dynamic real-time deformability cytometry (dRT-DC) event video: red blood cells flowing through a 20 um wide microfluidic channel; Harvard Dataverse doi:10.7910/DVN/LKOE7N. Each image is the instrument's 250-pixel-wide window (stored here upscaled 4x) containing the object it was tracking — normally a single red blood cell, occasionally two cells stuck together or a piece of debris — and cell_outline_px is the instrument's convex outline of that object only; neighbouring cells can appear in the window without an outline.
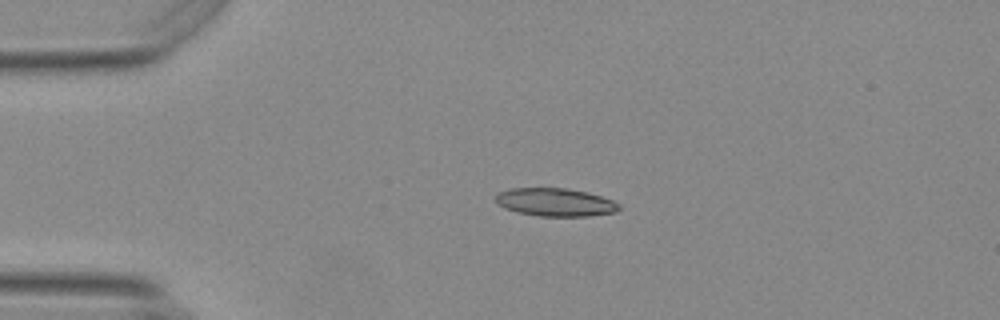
{"species": "Egyptian fruit bat (a non-hibernating species)", "species_latin": "Rousettus aegyptiacus", "temperature_condition": "warm", "stored_images_in_passage": 43, "camera_frame_rate_fps": 3000, "um_per_image_px": 0.085, "animal": {"sex": "female"}, "frame": {"image": 1, "passage_image": 1, "time_ms": 0.0, "image_size_px": [1000, 320], "cell_outline_px": [[620, 208], [616, 212], [588, 216], [540, 216], [516, 212], [504, 208], [496, 200], [496, 196], [500, 192], [512, 188], [568, 188], [588, 192], [612, 200], [620, 204]], "centroid_in_image_um": [47.23, 17.19], "position_along_channel_um": 37.8, "area_um2": 20.11}}
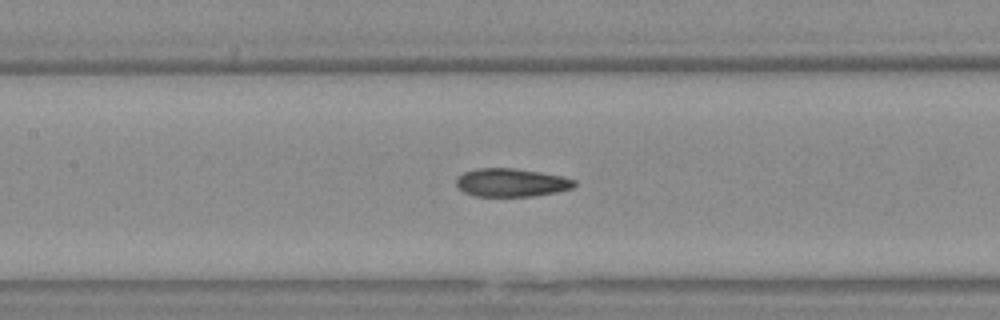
{"frame": {"image": 2, "passage_image": 14, "time_ms": 4.333, "image_size_px": [1000, 320], "cell_outline_px": [[576, 184], [572, 188], [556, 192], [532, 196], [472, 196], [464, 192], [456, 184], [456, 180], [464, 172], [480, 168], [516, 168], [540, 172], [560, 176], [576, 180]], "centroid_in_image_um": [43.47, 15.52], "position_along_channel_um": 163.9, "area_um2": 19.31}}
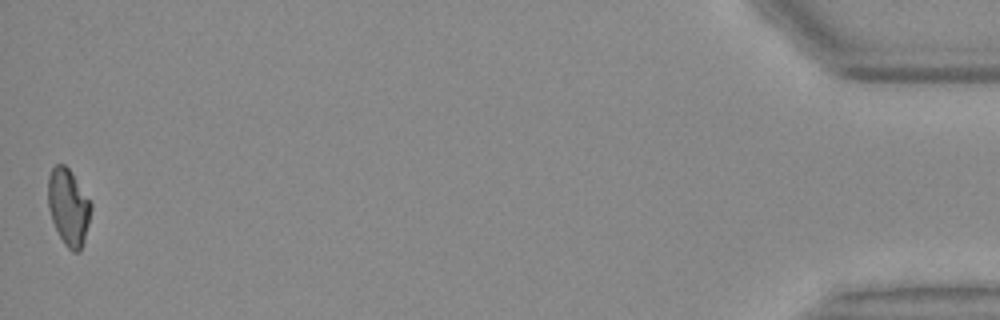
{"frame": {"image": 3, "passage_image": 43, "time_ms": 14.0, "image_size_px": [1000, 320], "cell_outline_px": [[92, 208], [84, 240], [80, 252], [72, 252], [64, 244], [52, 220], [48, 204], [48, 176], [52, 168], [56, 164], [64, 164], [68, 168], [92, 204]], "centroid_in_image_um": [5.81, 17.61], "position_along_channel_um": 429.4, "area_um2": 18.9}, "authors_computed_cell_mechanics": {"area_um2": 19.7098, "velocity_mm_per_s": 3.7236, "shape_relaxation_time_tau1_ms": 9.8682, "shape_relaxation_time_tau2_ms": 3.3847, "deformation_change_tau1": 0.246, "deformation_change_tau2": 0.0882}}